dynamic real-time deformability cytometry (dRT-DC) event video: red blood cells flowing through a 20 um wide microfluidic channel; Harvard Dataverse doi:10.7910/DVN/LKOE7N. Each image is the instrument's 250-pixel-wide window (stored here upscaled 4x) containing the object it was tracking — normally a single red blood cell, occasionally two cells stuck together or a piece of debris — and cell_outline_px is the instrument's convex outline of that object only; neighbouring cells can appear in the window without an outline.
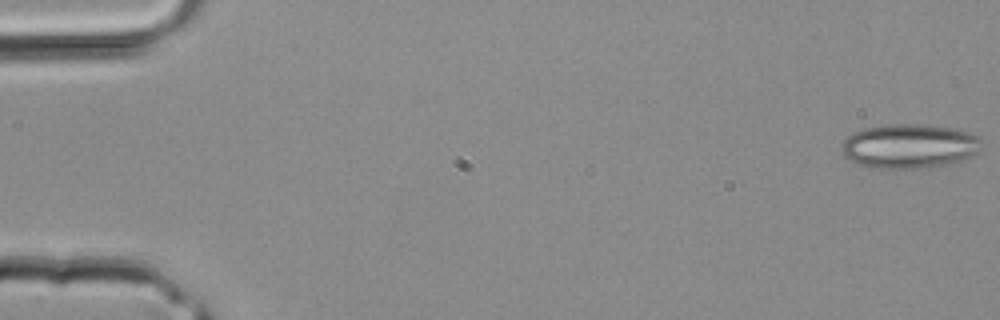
{"species": "common noctule bat (a hibernating species)", "species_latin": "Nyctalus noctula", "temperature_condition": "room temperature", "stored_images_in_passage": 4, "camera_frame_rate_fps": 3000, "um_per_image_px": 0.085, "animal": {"sex": "male", "body_mass_g": 20.4}, "frame": {"image": 1, "passage_image": 1, "time_ms": 0.0, "image_size_px": [1000, 320], "cell_outline_px": [[980, 152], [972, 156], [960, 160], [944, 164], [904, 172], [872, 168], [860, 164], [844, 156], [840, 148], [844, 140], [848, 136], [864, 128], [888, 124], [924, 124], [948, 128], [968, 132], [980, 136]], "centroid_in_image_um": [77.27, 12.46], "position_along_channel_um": 7.7, "area_um2": 36.7}}